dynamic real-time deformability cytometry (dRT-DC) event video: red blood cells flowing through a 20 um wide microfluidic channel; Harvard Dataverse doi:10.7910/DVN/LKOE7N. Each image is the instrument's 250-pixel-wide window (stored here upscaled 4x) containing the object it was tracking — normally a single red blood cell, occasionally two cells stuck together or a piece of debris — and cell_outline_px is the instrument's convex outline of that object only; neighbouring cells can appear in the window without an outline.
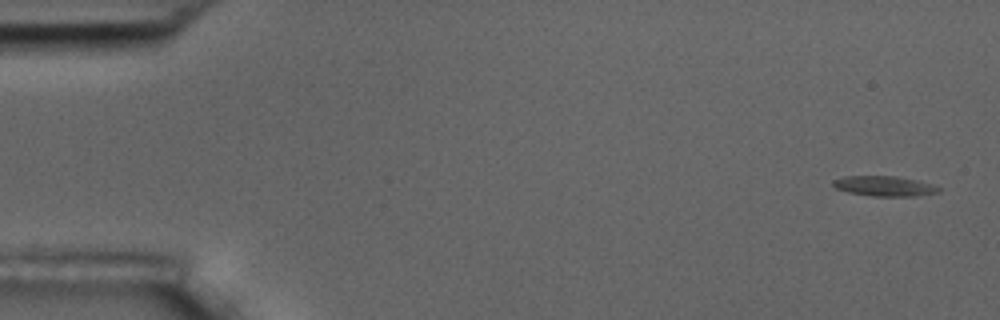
{"species": "common noctule bat (a hibernating species)", "species_latin": "Nyctalus noctula", "temperature_condition": "room temperature", "stored_images_in_passage": 4, "camera_frame_rate_fps": 3000, "um_per_image_px": 0.085, "animal": {"sex": "male", "body_mass_g": 17.5, "forearm_length_mm": 52.3}, "frame": {"image": 1, "passage_image": 1, "time_ms": 0.0, "image_size_px": [1000, 320], "cell_outline_px": [[940, 192], [916, 196], [872, 196], [848, 192], [836, 188], [832, 184], [832, 180], [844, 176], [896, 176], [916, 180], [932, 184], [940, 188]], "centroid_in_image_um": [75.16, 15.81], "position_along_channel_um": 9.8, "area_um2": 12.37}}
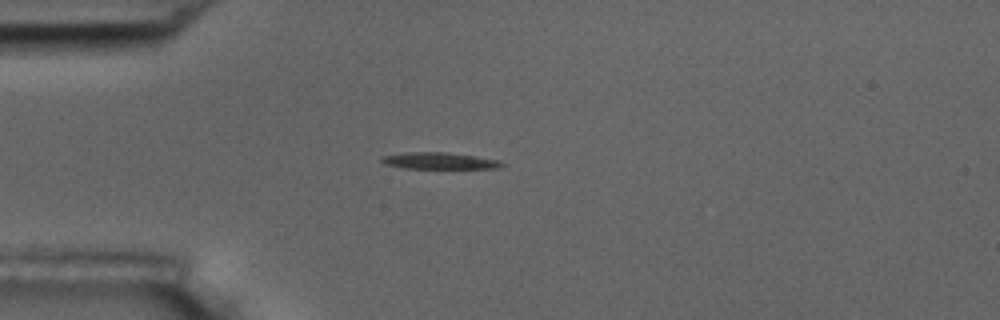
{"frame": {"image": 2, "passage_image": 4, "time_ms": 4.333, "image_size_px": [1000, 320], "cell_outline_px": [[504, 164], [500, 168], [404, 168], [384, 164], [380, 160], [380, 156], [408, 152], [448, 152], [500, 160]], "centroid_in_image_um": [37.31, 13.66], "position_along_channel_um": 47.7, "area_um2": 11.62}}